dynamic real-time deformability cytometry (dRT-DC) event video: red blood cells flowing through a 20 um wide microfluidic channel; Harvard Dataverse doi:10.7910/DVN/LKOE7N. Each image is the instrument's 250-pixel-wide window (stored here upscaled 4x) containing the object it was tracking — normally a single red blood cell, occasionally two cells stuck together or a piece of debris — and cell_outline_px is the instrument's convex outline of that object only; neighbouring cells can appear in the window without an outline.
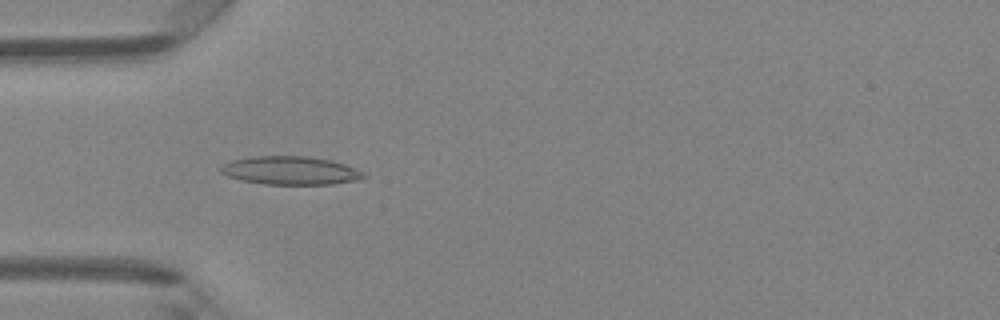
{"species": "Egyptian fruit bat (a non-hibernating species)", "species_latin": "Rousettus aegyptiacus", "temperature_condition": "room temperature", "stored_images_in_passage": 46, "camera_frame_rate_fps": 3000, "um_per_image_px": 0.085, "animal": {"sex": "female"}, "frame": {"image": 1, "passage_image": 14, "time_ms": 4.333, "image_size_px": [1000, 320], "cell_outline_px": [[368, 176], [364, 180], [332, 184], [264, 184], [240, 180], [228, 176], [220, 172], [220, 168], [224, 164], [232, 160], [252, 156], [308, 156], [332, 160], [356, 168], [364, 172]], "centroid_in_image_um": [24.76, 14.5], "position_along_channel_um": 60.2, "area_um2": 23.87}}
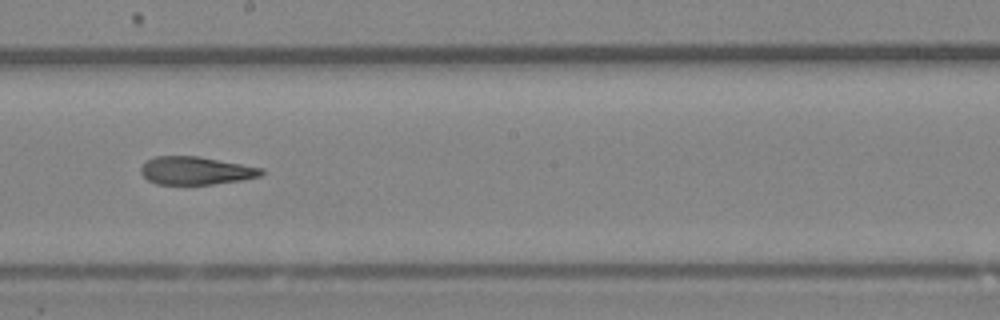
{"frame": {"image": 2, "passage_image": 26, "time_ms": 8.333, "image_size_px": [1000, 320], "cell_outline_px": [[264, 172], [260, 176], [240, 180], [212, 184], [156, 184], [148, 180], [140, 172], [140, 168], [148, 160], [156, 156], [196, 156], [264, 168]], "centroid_in_image_um": [16.64, 14.5], "position_along_channel_um": 231.6, "area_um2": 19.42}}
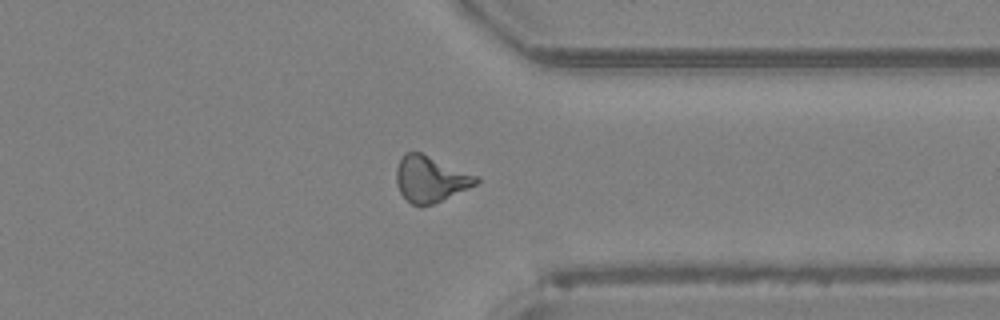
{"frame": {"image": 3, "passage_image": 36, "time_ms": 11.667, "image_size_px": [1000, 320], "cell_outline_px": [[480, 180], [476, 184], [468, 188], [432, 204], [420, 208], [412, 204], [400, 192], [396, 184], [396, 168], [404, 152], [420, 152], [480, 176]], "centroid_in_image_um": [36.58, 15.21], "position_along_channel_um": 374.8, "area_um2": 21.44}, "authors_computed_cell_mechanics": {"area_um2": 21.0681, "velocity_mm_per_s": 4.3625, "shape_relaxation_time_tau1_ms": null, "shape_relaxation_time_tau2_ms": 2.213, "deformation_change_tau1": null, "deformation_change_tau2": 0.117}}